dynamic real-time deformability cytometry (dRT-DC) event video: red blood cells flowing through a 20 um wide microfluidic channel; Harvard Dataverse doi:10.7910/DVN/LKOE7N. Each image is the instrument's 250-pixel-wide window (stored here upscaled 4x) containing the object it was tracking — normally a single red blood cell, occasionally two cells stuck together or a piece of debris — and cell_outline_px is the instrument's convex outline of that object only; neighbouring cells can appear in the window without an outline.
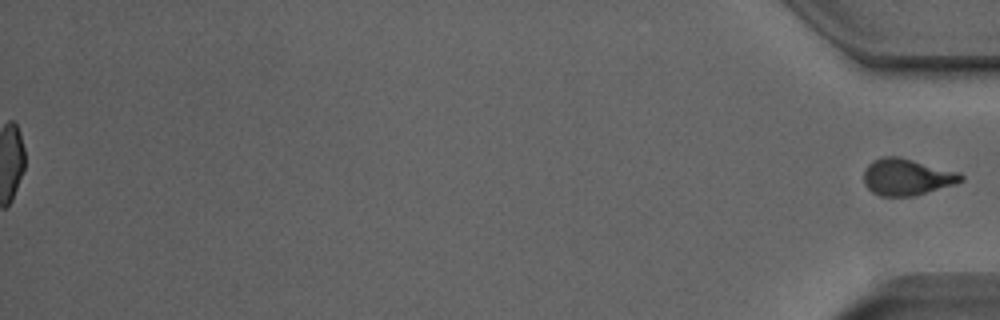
{"species": "Egyptian fruit bat (a non-hibernating species)", "species_latin": "Rousettus aegyptiacus", "temperature_condition": "room temperature", "stored_images_in_passage": 52, "segment_of_instrument_passage": [2, 2], "camera_frame_rate_fps": 3000, "um_per_image_px": 0.085, "animal": {"sex": "male"}, "frame": {"image": 1, "passage_image": 52, "time_ms": 17.0, "image_size_px": [1000, 320], "cell_outline_px": [[964, 180], [956, 184], [912, 196], [880, 196], [872, 192], [864, 184], [864, 168], [872, 160], [884, 156], [900, 156], [960, 172], [964, 176]], "centroid_in_image_um": [77.08, 15.03], "position_along_channel_um": 358.1, "area_um2": 20.98}}